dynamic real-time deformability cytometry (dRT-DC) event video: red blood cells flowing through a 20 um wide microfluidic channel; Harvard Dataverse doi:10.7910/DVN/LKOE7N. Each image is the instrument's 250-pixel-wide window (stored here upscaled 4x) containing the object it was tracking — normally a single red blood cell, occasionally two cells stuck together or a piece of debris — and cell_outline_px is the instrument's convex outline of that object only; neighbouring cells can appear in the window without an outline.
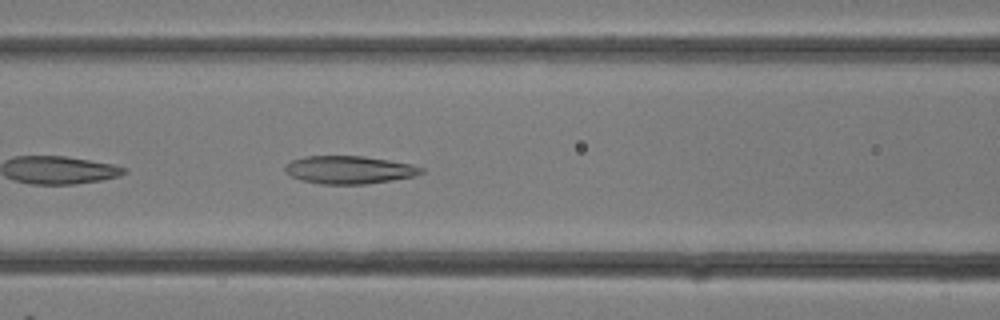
{"species": "common noctule bat (a hibernating species)", "species_latin": "Nyctalus noctula", "temperature_condition": "room temperature", "stored_images_in_passage": 22, "camera_frame_rate_fps": 3000, "um_per_image_px": 0.085, "animal": {"sex": "female"}, "frame": {"image": 1, "passage_image": 13, "time_ms": 4.0, "image_size_px": [1000, 320], "cell_outline_px": [[424, 172], [416, 176], [392, 180], [364, 184], [320, 184], [300, 180], [284, 172], [284, 164], [292, 160], [304, 156], [364, 156], [412, 164], [424, 168]], "centroid_in_image_um": [29.66, 14.43], "position_along_channel_um": 136.9, "area_um2": 22.31}}
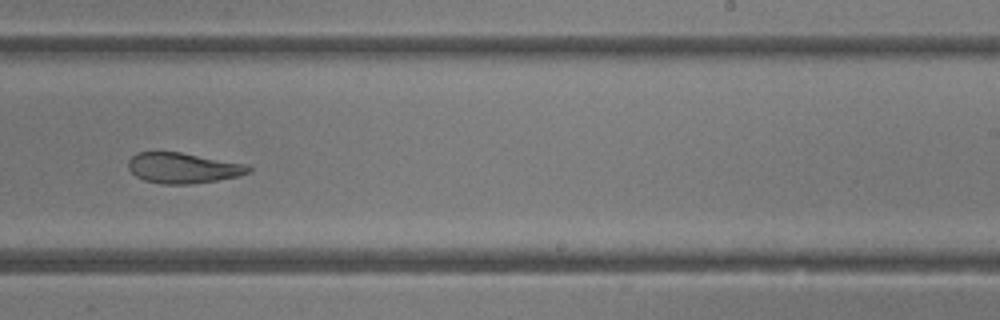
{"frame": {"image": 2, "passage_image": 19, "time_ms": 6.0, "image_size_px": [1000, 320], "cell_outline_px": [[252, 172], [240, 176], [192, 184], [160, 184], [144, 180], [136, 176], [128, 168], [128, 160], [136, 152], [180, 152], [244, 164], [252, 168]], "centroid_in_image_um": [15.54, 14.28], "position_along_channel_um": 273.5, "area_um2": 21.33}}